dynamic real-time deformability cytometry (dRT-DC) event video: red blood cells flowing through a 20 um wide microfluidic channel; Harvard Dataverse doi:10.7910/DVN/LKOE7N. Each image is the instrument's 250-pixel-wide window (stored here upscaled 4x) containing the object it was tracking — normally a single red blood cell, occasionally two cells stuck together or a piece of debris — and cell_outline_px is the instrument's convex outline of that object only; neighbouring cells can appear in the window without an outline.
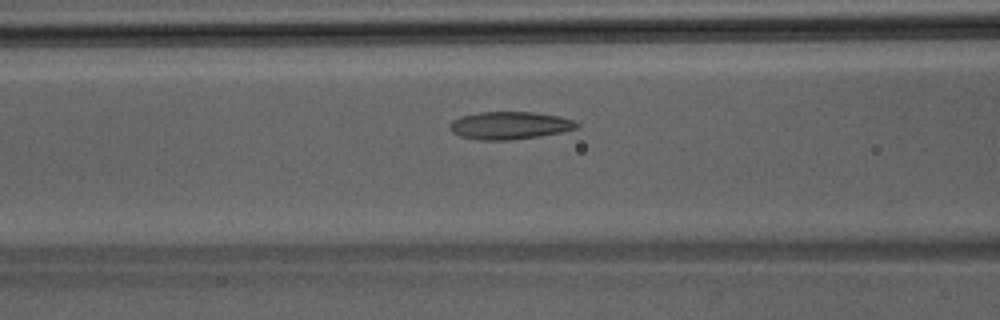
{"species": "Egyptian fruit bat (a non-hibernating species)", "species_latin": "Rousettus aegyptiacus", "temperature_condition": "room temperature", "stored_images_in_passage": 27, "camera_frame_rate_fps": 3000, "um_per_image_px": 0.085, "animal": {"sex": "male"}, "frame": {"image": 1, "passage_image": 5, "time_ms": 1.333, "image_size_px": [1000, 320], "cell_outline_px": [[580, 124], [576, 128], [560, 132], [540, 136], [508, 140], [476, 140], [460, 136], [452, 132], [448, 128], [448, 124], [452, 120], [460, 116], [480, 112], [532, 112], [560, 116], [576, 120]], "centroid_in_image_um": [43.29, 10.66], "position_along_channel_um": 123.3, "area_um2": 20.63}}
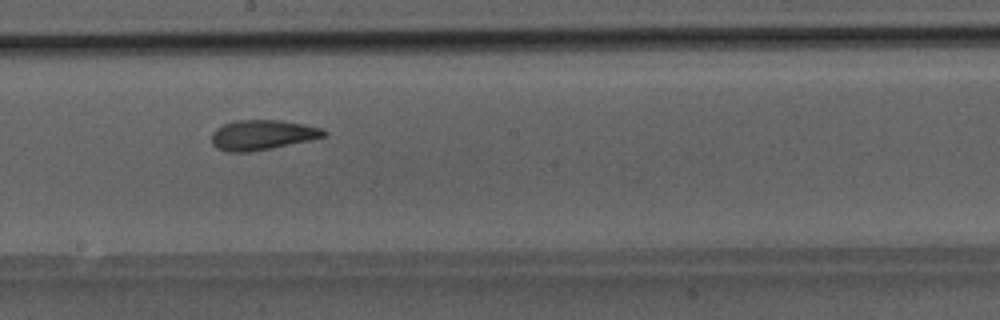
{"frame": {"image": 2, "passage_image": 12, "time_ms": 3.667, "image_size_px": [1000, 320], "cell_outline_px": [[328, 132], [324, 136], [312, 140], [248, 152], [228, 152], [216, 148], [212, 144], [212, 132], [216, 128], [224, 124], [236, 120], [280, 120], [304, 124], [324, 128]], "centroid_in_image_um": [22.3, 11.46], "position_along_channel_um": 225.9, "area_um2": 19.65}}
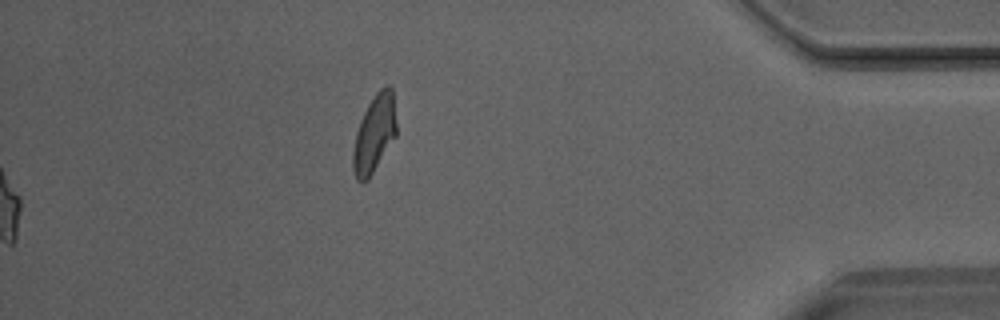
{"frame": {"image": 3, "passage_image": 27, "time_ms": 8.667, "image_size_px": [1000, 320], "cell_outline_px": [[396, 136], [368, 180], [364, 184], [356, 180], [352, 168], [352, 152], [356, 132], [360, 120], [368, 104], [376, 92], [380, 88], [388, 84], [392, 88], [396, 124]], "centroid_in_image_um": [31.8, 11.4], "position_along_channel_um": 403.4, "area_um2": 19.77}}